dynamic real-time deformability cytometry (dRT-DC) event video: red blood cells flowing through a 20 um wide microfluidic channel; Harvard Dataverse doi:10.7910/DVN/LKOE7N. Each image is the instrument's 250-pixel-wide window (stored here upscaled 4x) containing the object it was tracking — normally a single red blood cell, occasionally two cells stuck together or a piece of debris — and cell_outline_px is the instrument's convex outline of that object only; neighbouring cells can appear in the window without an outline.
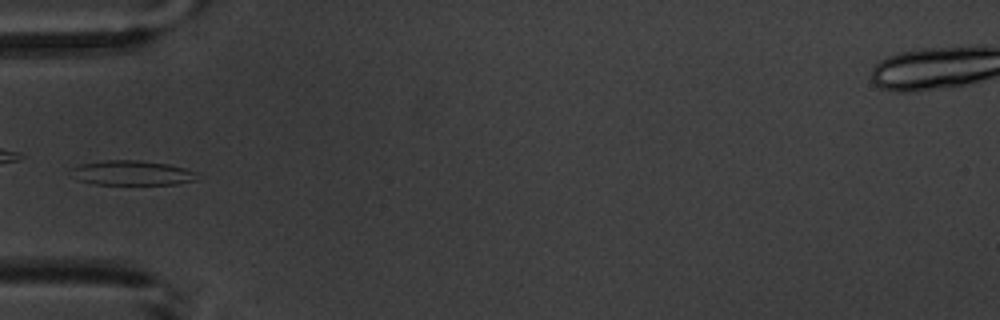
{"species": "common noctule bat (a hibernating species)", "species_latin": "Nyctalus noctula", "temperature_condition": "warm", "stored_images_in_passage": 6, "camera_frame_rate_fps": 3000, "um_per_image_px": 0.085, "animal": {"sex": "male", "body_mass_g": 20.1, "forearm_length_mm": 53.5}, "frame": {"image": 1, "passage_image": 6, "time_ms": 5.667, "image_size_px": [1000, 320], "cell_outline_px": [[196, 180], [176, 184], [96, 184], [80, 180], [72, 168], [80, 164], [104, 160], [140, 160], [168, 164], [184, 168], [196, 172]], "centroid_in_image_um": [11.28, 14.69], "position_along_channel_um": 73.7, "area_um2": 17.74}}